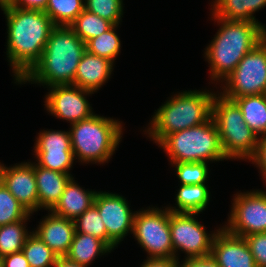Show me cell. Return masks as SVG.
<instances>
[{
	"instance_id": "d4e9b609",
	"label": "cell",
	"mask_w": 266,
	"mask_h": 267,
	"mask_svg": "<svg viewBox=\"0 0 266 267\" xmlns=\"http://www.w3.org/2000/svg\"><path fill=\"white\" fill-rule=\"evenodd\" d=\"M32 214H28L23 220L0 226V256L22 251L26 239L32 233L26 228V222Z\"/></svg>"
},
{
	"instance_id": "b9f144b4",
	"label": "cell",
	"mask_w": 266,
	"mask_h": 267,
	"mask_svg": "<svg viewBox=\"0 0 266 267\" xmlns=\"http://www.w3.org/2000/svg\"><path fill=\"white\" fill-rule=\"evenodd\" d=\"M0 267H2V257L0 256Z\"/></svg>"
},
{
	"instance_id": "d6a6232c",
	"label": "cell",
	"mask_w": 266,
	"mask_h": 267,
	"mask_svg": "<svg viewBox=\"0 0 266 267\" xmlns=\"http://www.w3.org/2000/svg\"><path fill=\"white\" fill-rule=\"evenodd\" d=\"M85 10L108 20L113 25H119L123 17V0H84Z\"/></svg>"
},
{
	"instance_id": "4dcf8cb0",
	"label": "cell",
	"mask_w": 266,
	"mask_h": 267,
	"mask_svg": "<svg viewBox=\"0 0 266 267\" xmlns=\"http://www.w3.org/2000/svg\"><path fill=\"white\" fill-rule=\"evenodd\" d=\"M175 168L179 182L182 185L204 184L209 178V163L205 162H180L171 163Z\"/></svg>"
},
{
	"instance_id": "7402d4cb",
	"label": "cell",
	"mask_w": 266,
	"mask_h": 267,
	"mask_svg": "<svg viewBox=\"0 0 266 267\" xmlns=\"http://www.w3.org/2000/svg\"><path fill=\"white\" fill-rule=\"evenodd\" d=\"M113 251L104 241L92 236L75 232L73 241L65 257L75 263L88 267L98 256Z\"/></svg>"
},
{
	"instance_id": "d590c367",
	"label": "cell",
	"mask_w": 266,
	"mask_h": 267,
	"mask_svg": "<svg viewBox=\"0 0 266 267\" xmlns=\"http://www.w3.org/2000/svg\"><path fill=\"white\" fill-rule=\"evenodd\" d=\"M178 267H219V265L210 254L204 257L184 259L181 263L178 260Z\"/></svg>"
},
{
	"instance_id": "f546056e",
	"label": "cell",
	"mask_w": 266,
	"mask_h": 267,
	"mask_svg": "<svg viewBox=\"0 0 266 267\" xmlns=\"http://www.w3.org/2000/svg\"><path fill=\"white\" fill-rule=\"evenodd\" d=\"M75 222V232L92 235L108 245V234L97 207L93 204Z\"/></svg>"
},
{
	"instance_id": "1f68e13d",
	"label": "cell",
	"mask_w": 266,
	"mask_h": 267,
	"mask_svg": "<svg viewBox=\"0 0 266 267\" xmlns=\"http://www.w3.org/2000/svg\"><path fill=\"white\" fill-rule=\"evenodd\" d=\"M29 212L8 191L5 185L0 183V226L23 220Z\"/></svg>"
},
{
	"instance_id": "e0dca14e",
	"label": "cell",
	"mask_w": 266,
	"mask_h": 267,
	"mask_svg": "<svg viewBox=\"0 0 266 267\" xmlns=\"http://www.w3.org/2000/svg\"><path fill=\"white\" fill-rule=\"evenodd\" d=\"M39 222L34 232L58 257H64L75 234V222L51 211Z\"/></svg>"
},
{
	"instance_id": "8992f818",
	"label": "cell",
	"mask_w": 266,
	"mask_h": 267,
	"mask_svg": "<svg viewBox=\"0 0 266 267\" xmlns=\"http://www.w3.org/2000/svg\"><path fill=\"white\" fill-rule=\"evenodd\" d=\"M158 145L167 153L170 163L229 160L222 149L213 118L201 125L171 133Z\"/></svg>"
},
{
	"instance_id": "ba28073f",
	"label": "cell",
	"mask_w": 266,
	"mask_h": 267,
	"mask_svg": "<svg viewBox=\"0 0 266 267\" xmlns=\"http://www.w3.org/2000/svg\"><path fill=\"white\" fill-rule=\"evenodd\" d=\"M155 207L149 206L136 211L132 234L146 251L148 259L175 258L169 227V210L167 207Z\"/></svg>"
},
{
	"instance_id": "ab89813d",
	"label": "cell",
	"mask_w": 266,
	"mask_h": 267,
	"mask_svg": "<svg viewBox=\"0 0 266 267\" xmlns=\"http://www.w3.org/2000/svg\"><path fill=\"white\" fill-rule=\"evenodd\" d=\"M52 267H85V266L72 262L64 256V257H58Z\"/></svg>"
},
{
	"instance_id": "44dd1931",
	"label": "cell",
	"mask_w": 266,
	"mask_h": 267,
	"mask_svg": "<svg viewBox=\"0 0 266 267\" xmlns=\"http://www.w3.org/2000/svg\"><path fill=\"white\" fill-rule=\"evenodd\" d=\"M211 14L229 21L258 22L254 13L266 6V0H214Z\"/></svg>"
},
{
	"instance_id": "f35d334b",
	"label": "cell",
	"mask_w": 266,
	"mask_h": 267,
	"mask_svg": "<svg viewBox=\"0 0 266 267\" xmlns=\"http://www.w3.org/2000/svg\"><path fill=\"white\" fill-rule=\"evenodd\" d=\"M140 267H178V260L171 259H146Z\"/></svg>"
},
{
	"instance_id": "484cf974",
	"label": "cell",
	"mask_w": 266,
	"mask_h": 267,
	"mask_svg": "<svg viewBox=\"0 0 266 267\" xmlns=\"http://www.w3.org/2000/svg\"><path fill=\"white\" fill-rule=\"evenodd\" d=\"M112 26L113 24L108 20L84 9L69 27L87 43L90 39L108 31Z\"/></svg>"
},
{
	"instance_id": "52a82bcc",
	"label": "cell",
	"mask_w": 266,
	"mask_h": 267,
	"mask_svg": "<svg viewBox=\"0 0 266 267\" xmlns=\"http://www.w3.org/2000/svg\"><path fill=\"white\" fill-rule=\"evenodd\" d=\"M222 149L230 160H250L256 153L259 137L245 123L238 105L218 93L212 105Z\"/></svg>"
},
{
	"instance_id": "60d3db41",
	"label": "cell",
	"mask_w": 266,
	"mask_h": 267,
	"mask_svg": "<svg viewBox=\"0 0 266 267\" xmlns=\"http://www.w3.org/2000/svg\"><path fill=\"white\" fill-rule=\"evenodd\" d=\"M0 183H1V162H0Z\"/></svg>"
},
{
	"instance_id": "836d02e7",
	"label": "cell",
	"mask_w": 266,
	"mask_h": 267,
	"mask_svg": "<svg viewBox=\"0 0 266 267\" xmlns=\"http://www.w3.org/2000/svg\"><path fill=\"white\" fill-rule=\"evenodd\" d=\"M257 267H266V232L253 233L244 237Z\"/></svg>"
},
{
	"instance_id": "30bf717a",
	"label": "cell",
	"mask_w": 266,
	"mask_h": 267,
	"mask_svg": "<svg viewBox=\"0 0 266 267\" xmlns=\"http://www.w3.org/2000/svg\"><path fill=\"white\" fill-rule=\"evenodd\" d=\"M198 213L172 212L169 210V227L175 259L179 252L185 259L204 257L211 254L213 238L219 229L206 231L197 219ZM196 218V219H195ZM179 250V252H178Z\"/></svg>"
},
{
	"instance_id": "8fae6325",
	"label": "cell",
	"mask_w": 266,
	"mask_h": 267,
	"mask_svg": "<svg viewBox=\"0 0 266 267\" xmlns=\"http://www.w3.org/2000/svg\"><path fill=\"white\" fill-rule=\"evenodd\" d=\"M234 195L231 212L223 227L229 233L243 238L266 232V191H240Z\"/></svg>"
},
{
	"instance_id": "f1b7e54d",
	"label": "cell",
	"mask_w": 266,
	"mask_h": 267,
	"mask_svg": "<svg viewBox=\"0 0 266 267\" xmlns=\"http://www.w3.org/2000/svg\"><path fill=\"white\" fill-rule=\"evenodd\" d=\"M22 252L30 267H52L58 258L34 232L26 239Z\"/></svg>"
},
{
	"instance_id": "74e56055",
	"label": "cell",
	"mask_w": 266,
	"mask_h": 267,
	"mask_svg": "<svg viewBox=\"0 0 266 267\" xmlns=\"http://www.w3.org/2000/svg\"><path fill=\"white\" fill-rule=\"evenodd\" d=\"M12 6L21 9L42 10L46 9L48 0H7Z\"/></svg>"
},
{
	"instance_id": "5b68a950",
	"label": "cell",
	"mask_w": 266,
	"mask_h": 267,
	"mask_svg": "<svg viewBox=\"0 0 266 267\" xmlns=\"http://www.w3.org/2000/svg\"><path fill=\"white\" fill-rule=\"evenodd\" d=\"M123 122L93 114L70 126L71 147L76 162L108 163L122 141Z\"/></svg>"
},
{
	"instance_id": "9c48e42d",
	"label": "cell",
	"mask_w": 266,
	"mask_h": 267,
	"mask_svg": "<svg viewBox=\"0 0 266 267\" xmlns=\"http://www.w3.org/2000/svg\"><path fill=\"white\" fill-rule=\"evenodd\" d=\"M221 83L222 91L218 93L232 101L266 94V38L249 51Z\"/></svg>"
},
{
	"instance_id": "603a6c76",
	"label": "cell",
	"mask_w": 266,
	"mask_h": 267,
	"mask_svg": "<svg viewBox=\"0 0 266 267\" xmlns=\"http://www.w3.org/2000/svg\"><path fill=\"white\" fill-rule=\"evenodd\" d=\"M175 197V205L167 206L172 212L198 213L203 212L210 202V190L206 183L182 185L179 184Z\"/></svg>"
},
{
	"instance_id": "4316f807",
	"label": "cell",
	"mask_w": 266,
	"mask_h": 267,
	"mask_svg": "<svg viewBox=\"0 0 266 267\" xmlns=\"http://www.w3.org/2000/svg\"><path fill=\"white\" fill-rule=\"evenodd\" d=\"M84 9V0H48L44 12L55 26L69 27Z\"/></svg>"
},
{
	"instance_id": "8d00e7d4",
	"label": "cell",
	"mask_w": 266,
	"mask_h": 267,
	"mask_svg": "<svg viewBox=\"0 0 266 267\" xmlns=\"http://www.w3.org/2000/svg\"><path fill=\"white\" fill-rule=\"evenodd\" d=\"M2 267H30L22 251L2 257Z\"/></svg>"
},
{
	"instance_id": "83f0119b",
	"label": "cell",
	"mask_w": 266,
	"mask_h": 267,
	"mask_svg": "<svg viewBox=\"0 0 266 267\" xmlns=\"http://www.w3.org/2000/svg\"><path fill=\"white\" fill-rule=\"evenodd\" d=\"M118 26L113 25L100 36L90 39L86 43V50L93 55L107 58L114 63L121 52V41L117 32H115Z\"/></svg>"
},
{
	"instance_id": "6da1fadb",
	"label": "cell",
	"mask_w": 266,
	"mask_h": 267,
	"mask_svg": "<svg viewBox=\"0 0 266 267\" xmlns=\"http://www.w3.org/2000/svg\"><path fill=\"white\" fill-rule=\"evenodd\" d=\"M0 8L7 23L6 57L17 84L39 61L56 26L42 10L16 8L7 0Z\"/></svg>"
},
{
	"instance_id": "2e32d148",
	"label": "cell",
	"mask_w": 266,
	"mask_h": 267,
	"mask_svg": "<svg viewBox=\"0 0 266 267\" xmlns=\"http://www.w3.org/2000/svg\"><path fill=\"white\" fill-rule=\"evenodd\" d=\"M211 256L219 267H257L245 238L229 233L223 226L213 238Z\"/></svg>"
},
{
	"instance_id": "3957f363",
	"label": "cell",
	"mask_w": 266,
	"mask_h": 267,
	"mask_svg": "<svg viewBox=\"0 0 266 267\" xmlns=\"http://www.w3.org/2000/svg\"><path fill=\"white\" fill-rule=\"evenodd\" d=\"M86 43L70 27L56 26L34 67L17 84H37L46 88L73 85Z\"/></svg>"
},
{
	"instance_id": "277c9868",
	"label": "cell",
	"mask_w": 266,
	"mask_h": 267,
	"mask_svg": "<svg viewBox=\"0 0 266 267\" xmlns=\"http://www.w3.org/2000/svg\"><path fill=\"white\" fill-rule=\"evenodd\" d=\"M210 91L196 89L174 94L155 110L144 134L158 145L171 133L209 121L212 118V105L217 93Z\"/></svg>"
},
{
	"instance_id": "5bb4252c",
	"label": "cell",
	"mask_w": 266,
	"mask_h": 267,
	"mask_svg": "<svg viewBox=\"0 0 266 267\" xmlns=\"http://www.w3.org/2000/svg\"><path fill=\"white\" fill-rule=\"evenodd\" d=\"M36 164L58 172L70 174L75 158L71 147L69 131L41 130L35 139Z\"/></svg>"
},
{
	"instance_id": "ac0fdd59",
	"label": "cell",
	"mask_w": 266,
	"mask_h": 267,
	"mask_svg": "<svg viewBox=\"0 0 266 267\" xmlns=\"http://www.w3.org/2000/svg\"><path fill=\"white\" fill-rule=\"evenodd\" d=\"M113 69L112 61L93 55L86 50L78 64L73 85L96 93L108 82Z\"/></svg>"
},
{
	"instance_id": "d6986e66",
	"label": "cell",
	"mask_w": 266,
	"mask_h": 267,
	"mask_svg": "<svg viewBox=\"0 0 266 267\" xmlns=\"http://www.w3.org/2000/svg\"><path fill=\"white\" fill-rule=\"evenodd\" d=\"M97 192L83 189L72 177L66 184L64 192L51 212L57 216L74 221L94 204Z\"/></svg>"
},
{
	"instance_id": "e575fe53",
	"label": "cell",
	"mask_w": 266,
	"mask_h": 267,
	"mask_svg": "<svg viewBox=\"0 0 266 267\" xmlns=\"http://www.w3.org/2000/svg\"><path fill=\"white\" fill-rule=\"evenodd\" d=\"M259 169L262 179L266 184V135L259 137L255 155L249 160Z\"/></svg>"
},
{
	"instance_id": "cb8c5ba5",
	"label": "cell",
	"mask_w": 266,
	"mask_h": 267,
	"mask_svg": "<svg viewBox=\"0 0 266 267\" xmlns=\"http://www.w3.org/2000/svg\"><path fill=\"white\" fill-rule=\"evenodd\" d=\"M240 108L244 121L258 137L266 135V94L238 97L233 100Z\"/></svg>"
},
{
	"instance_id": "7c38bea8",
	"label": "cell",
	"mask_w": 266,
	"mask_h": 267,
	"mask_svg": "<svg viewBox=\"0 0 266 267\" xmlns=\"http://www.w3.org/2000/svg\"><path fill=\"white\" fill-rule=\"evenodd\" d=\"M94 205L104 222L108 234V246L114 250L130 232L133 233L136 211L130 209L128 200L119 194L98 191Z\"/></svg>"
},
{
	"instance_id": "ffe728a7",
	"label": "cell",
	"mask_w": 266,
	"mask_h": 267,
	"mask_svg": "<svg viewBox=\"0 0 266 267\" xmlns=\"http://www.w3.org/2000/svg\"><path fill=\"white\" fill-rule=\"evenodd\" d=\"M35 177L39 198V210L45 209L49 212L58 203L66 184L73 175L49 170L35 163Z\"/></svg>"
},
{
	"instance_id": "9a60e30c",
	"label": "cell",
	"mask_w": 266,
	"mask_h": 267,
	"mask_svg": "<svg viewBox=\"0 0 266 267\" xmlns=\"http://www.w3.org/2000/svg\"><path fill=\"white\" fill-rule=\"evenodd\" d=\"M1 182L30 214L39 210L35 162H21L9 167L1 163Z\"/></svg>"
},
{
	"instance_id": "4fadbf2b",
	"label": "cell",
	"mask_w": 266,
	"mask_h": 267,
	"mask_svg": "<svg viewBox=\"0 0 266 267\" xmlns=\"http://www.w3.org/2000/svg\"><path fill=\"white\" fill-rule=\"evenodd\" d=\"M48 89L44 106L51 116L66 120L71 125L95 114L87 100L93 92L74 85H55Z\"/></svg>"
},
{
	"instance_id": "7a4b0ae2",
	"label": "cell",
	"mask_w": 266,
	"mask_h": 267,
	"mask_svg": "<svg viewBox=\"0 0 266 267\" xmlns=\"http://www.w3.org/2000/svg\"><path fill=\"white\" fill-rule=\"evenodd\" d=\"M220 27L205 48L211 82L221 83L243 57L266 38V26L251 21H229L215 17Z\"/></svg>"
}]
</instances>
